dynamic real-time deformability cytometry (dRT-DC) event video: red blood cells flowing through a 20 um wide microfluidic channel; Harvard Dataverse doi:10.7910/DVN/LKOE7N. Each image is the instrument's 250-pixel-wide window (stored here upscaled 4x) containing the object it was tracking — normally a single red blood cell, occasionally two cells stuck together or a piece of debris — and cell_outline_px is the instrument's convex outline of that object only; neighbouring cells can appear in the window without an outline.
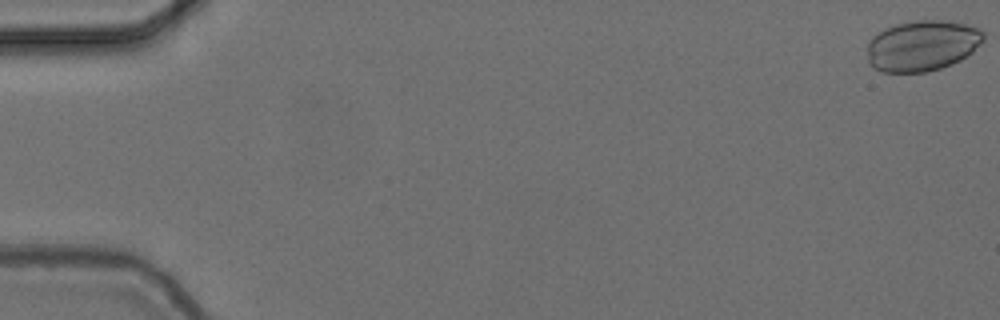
{"species": "common noctule bat (a hibernating species)", "species_latin": "Nyctalus noctula", "temperature_condition": "cold", "stored_images_in_passage": 18, "camera_frame_rate_fps": 3000, "um_per_image_px": 0.085, "animal": {"sex": "female", "body_mass_g": 24.6, "forearm_length_mm": 56.2}, "frame": {"image": 1, "passage_image": 1, "time_ms": 0.0, "image_size_px": [1000, 320], "cell_outline_px": [[984, 40], [972, 52], [960, 60], [952, 64], [940, 68], [924, 72], [880, 72], [872, 68], [868, 64], [868, 40], [872, 36], [884, 28], [896, 24], [916, 20], [944, 20], [964, 24], [980, 28], [984, 32]], "centroid_in_image_um": [78.36, 3.88], "position_along_channel_um": 6.6, "area_um2": 34.68}}